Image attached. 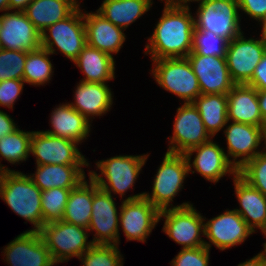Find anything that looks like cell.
Listing matches in <instances>:
<instances>
[{
  "label": "cell",
  "instance_id": "46",
  "mask_svg": "<svg viewBox=\"0 0 266 266\" xmlns=\"http://www.w3.org/2000/svg\"><path fill=\"white\" fill-rule=\"evenodd\" d=\"M238 266H263V265L260 256L257 254L253 256L251 259L239 263Z\"/></svg>",
  "mask_w": 266,
  "mask_h": 266
},
{
  "label": "cell",
  "instance_id": "14",
  "mask_svg": "<svg viewBox=\"0 0 266 266\" xmlns=\"http://www.w3.org/2000/svg\"><path fill=\"white\" fill-rule=\"evenodd\" d=\"M204 217L205 246L211 249L212 245L220 251L243 244L245 240L254 234L244 219L236 210L226 209L225 212L207 219Z\"/></svg>",
  "mask_w": 266,
  "mask_h": 266
},
{
  "label": "cell",
  "instance_id": "49",
  "mask_svg": "<svg viewBox=\"0 0 266 266\" xmlns=\"http://www.w3.org/2000/svg\"><path fill=\"white\" fill-rule=\"evenodd\" d=\"M263 236L266 237V234H264ZM258 255H259L260 258H261L262 265H263V266H266V242L263 244V251H260V252L258 253Z\"/></svg>",
  "mask_w": 266,
  "mask_h": 266
},
{
  "label": "cell",
  "instance_id": "22",
  "mask_svg": "<svg viewBox=\"0 0 266 266\" xmlns=\"http://www.w3.org/2000/svg\"><path fill=\"white\" fill-rule=\"evenodd\" d=\"M78 83L73 91L74 102L68 104L87 120L92 123V118H100L112 109L114 96L109 84L83 81Z\"/></svg>",
  "mask_w": 266,
  "mask_h": 266
},
{
  "label": "cell",
  "instance_id": "15",
  "mask_svg": "<svg viewBox=\"0 0 266 266\" xmlns=\"http://www.w3.org/2000/svg\"><path fill=\"white\" fill-rule=\"evenodd\" d=\"M184 155L189 173H199L205 180L214 184L227 174L228 176L232 175V178L238 174V170L229 161L224 148L213 141V138L190 149ZM193 155L195 157L191 163Z\"/></svg>",
  "mask_w": 266,
  "mask_h": 266
},
{
  "label": "cell",
  "instance_id": "19",
  "mask_svg": "<svg viewBox=\"0 0 266 266\" xmlns=\"http://www.w3.org/2000/svg\"><path fill=\"white\" fill-rule=\"evenodd\" d=\"M9 266L57 265L39 232L25 231L14 238L2 251Z\"/></svg>",
  "mask_w": 266,
  "mask_h": 266
},
{
  "label": "cell",
  "instance_id": "32",
  "mask_svg": "<svg viewBox=\"0 0 266 266\" xmlns=\"http://www.w3.org/2000/svg\"><path fill=\"white\" fill-rule=\"evenodd\" d=\"M31 136L32 131H23L18 128L13 133L0 138V172L15 171L1 164L3 159L11 165H18L28 160Z\"/></svg>",
  "mask_w": 266,
  "mask_h": 266
},
{
  "label": "cell",
  "instance_id": "47",
  "mask_svg": "<svg viewBox=\"0 0 266 266\" xmlns=\"http://www.w3.org/2000/svg\"><path fill=\"white\" fill-rule=\"evenodd\" d=\"M164 4L169 5H190V2H196L198 0H161Z\"/></svg>",
  "mask_w": 266,
  "mask_h": 266
},
{
  "label": "cell",
  "instance_id": "7",
  "mask_svg": "<svg viewBox=\"0 0 266 266\" xmlns=\"http://www.w3.org/2000/svg\"><path fill=\"white\" fill-rule=\"evenodd\" d=\"M83 10L79 6L67 18L48 26L41 33V47L52 55L57 50L73 62L87 44Z\"/></svg>",
  "mask_w": 266,
  "mask_h": 266
},
{
  "label": "cell",
  "instance_id": "34",
  "mask_svg": "<svg viewBox=\"0 0 266 266\" xmlns=\"http://www.w3.org/2000/svg\"><path fill=\"white\" fill-rule=\"evenodd\" d=\"M228 42L226 38L215 35L209 30H200L194 27L190 53L226 58Z\"/></svg>",
  "mask_w": 266,
  "mask_h": 266
},
{
  "label": "cell",
  "instance_id": "50",
  "mask_svg": "<svg viewBox=\"0 0 266 266\" xmlns=\"http://www.w3.org/2000/svg\"><path fill=\"white\" fill-rule=\"evenodd\" d=\"M9 11V0H0V12Z\"/></svg>",
  "mask_w": 266,
  "mask_h": 266
},
{
  "label": "cell",
  "instance_id": "52",
  "mask_svg": "<svg viewBox=\"0 0 266 266\" xmlns=\"http://www.w3.org/2000/svg\"><path fill=\"white\" fill-rule=\"evenodd\" d=\"M75 2L80 6L81 2L79 0H75Z\"/></svg>",
  "mask_w": 266,
  "mask_h": 266
},
{
  "label": "cell",
  "instance_id": "27",
  "mask_svg": "<svg viewBox=\"0 0 266 266\" xmlns=\"http://www.w3.org/2000/svg\"><path fill=\"white\" fill-rule=\"evenodd\" d=\"M115 62L114 57L88 44L73 61L84 75L80 81L103 84L115 79Z\"/></svg>",
  "mask_w": 266,
  "mask_h": 266
},
{
  "label": "cell",
  "instance_id": "18",
  "mask_svg": "<svg viewBox=\"0 0 266 266\" xmlns=\"http://www.w3.org/2000/svg\"><path fill=\"white\" fill-rule=\"evenodd\" d=\"M41 47V33L24 11H6L0 15V48L35 51Z\"/></svg>",
  "mask_w": 266,
  "mask_h": 266
},
{
  "label": "cell",
  "instance_id": "20",
  "mask_svg": "<svg viewBox=\"0 0 266 266\" xmlns=\"http://www.w3.org/2000/svg\"><path fill=\"white\" fill-rule=\"evenodd\" d=\"M197 76L201 94H227L235 83L231 80L226 58L189 53L187 56Z\"/></svg>",
  "mask_w": 266,
  "mask_h": 266
},
{
  "label": "cell",
  "instance_id": "16",
  "mask_svg": "<svg viewBox=\"0 0 266 266\" xmlns=\"http://www.w3.org/2000/svg\"><path fill=\"white\" fill-rule=\"evenodd\" d=\"M223 133L226 155L237 170L264 150L259 148L264 145V127L228 120Z\"/></svg>",
  "mask_w": 266,
  "mask_h": 266
},
{
  "label": "cell",
  "instance_id": "23",
  "mask_svg": "<svg viewBox=\"0 0 266 266\" xmlns=\"http://www.w3.org/2000/svg\"><path fill=\"white\" fill-rule=\"evenodd\" d=\"M233 185L239 203V208L234 210L254 233L261 230L262 234H266V197L238 174L233 177Z\"/></svg>",
  "mask_w": 266,
  "mask_h": 266
},
{
  "label": "cell",
  "instance_id": "40",
  "mask_svg": "<svg viewBox=\"0 0 266 266\" xmlns=\"http://www.w3.org/2000/svg\"><path fill=\"white\" fill-rule=\"evenodd\" d=\"M24 84V80L0 81V106L13 110L15 102L23 91Z\"/></svg>",
  "mask_w": 266,
  "mask_h": 266
},
{
  "label": "cell",
  "instance_id": "2",
  "mask_svg": "<svg viewBox=\"0 0 266 266\" xmlns=\"http://www.w3.org/2000/svg\"><path fill=\"white\" fill-rule=\"evenodd\" d=\"M149 156L148 153L142 155H116L105 160H99L95 162L96 171L89 170L88 176L100 189L112 196L113 194H118L121 197L120 200H136L142 198L144 192L129 195L125 199H123V196L134 187ZM97 170H99V173Z\"/></svg>",
  "mask_w": 266,
  "mask_h": 266
},
{
  "label": "cell",
  "instance_id": "43",
  "mask_svg": "<svg viewBox=\"0 0 266 266\" xmlns=\"http://www.w3.org/2000/svg\"><path fill=\"white\" fill-rule=\"evenodd\" d=\"M11 117L10 114L8 115L5 111L0 110V138L13 133L19 128Z\"/></svg>",
  "mask_w": 266,
  "mask_h": 266
},
{
  "label": "cell",
  "instance_id": "26",
  "mask_svg": "<svg viewBox=\"0 0 266 266\" xmlns=\"http://www.w3.org/2000/svg\"><path fill=\"white\" fill-rule=\"evenodd\" d=\"M91 165H36L35 173L28 174L33 183L42 191L51 188L74 189L84 179L86 174L83 167Z\"/></svg>",
  "mask_w": 266,
  "mask_h": 266
},
{
  "label": "cell",
  "instance_id": "41",
  "mask_svg": "<svg viewBox=\"0 0 266 266\" xmlns=\"http://www.w3.org/2000/svg\"><path fill=\"white\" fill-rule=\"evenodd\" d=\"M239 11L255 21H261L266 16V0H237Z\"/></svg>",
  "mask_w": 266,
  "mask_h": 266
},
{
  "label": "cell",
  "instance_id": "10",
  "mask_svg": "<svg viewBox=\"0 0 266 266\" xmlns=\"http://www.w3.org/2000/svg\"><path fill=\"white\" fill-rule=\"evenodd\" d=\"M266 52V42L257 37H246L244 32L228 42L226 63L231 80L235 84H246Z\"/></svg>",
  "mask_w": 266,
  "mask_h": 266
},
{
  "label": "cell",
  "instance_id": "24",
  "mask_svg": "<svg viewBox=\"0 0 266 266\" xmlns=\"http://www.w3.org/2000/svg\"><path fill=\"white\" fill-rule=\"evenodd\" d=\"M49 122L52 129L43 132L50 135L58 136L80 145L90 136L91 122L69 105L68 102L59 104L52 110Z\"/></svg>",
  "mask_w": 266,
  "mask_h": 266
},
{
  "label": "cell",
  "instance_id": "44",
  "mask_svg": "<svg viewBox=\"0 0 266 266\" xmlns=\"http://www.w3.org/2000/svg\"><path fill=\"white\" fill-rule=\"evenodd\" d=\"M257 99L263 123L266 125V90H257Z\"/></svg>",
  "mask_w": 266,
  "mask_h": 266
},
{
  "label": "cell",
  "instance_id": "1",
  "mask_svg": "<svg viewBox=\"0 0 266 266\" xmlns=\"http://www.w3.org/2000/svg\"><path fill=\"white\" fill-rule=\"evenodd\" d=\"M190 5L164 4L163 12L145 44L152 60L185 58L192 50L194 16Z\"/></svg>",
  "mask_w": 266,
  "mask_h": 266
},
{
  "label": "cell",
  "instance_id": "31",
  "mask_svg": "<svg viewBox=\"0 0 266 266\" xmlns=\"http://www.w3.org/2000/svg\"><path fill=\"white\" fill-rule=\"evenodd\" d=\"M192 103L199 111L206 131L215 138L228 122L227 94H201Z\"/></svg>",
  "mask_w": 266,
  "mask_h": 266
},
{
  "label": "cell",
  "instance_id": "13",
  "mask_svg": "<svg viewBox=\"0 0 266 266\" xmlns=\"http://www.w3.org/2000/svg\"><path fill=\"white\" fill-rule=\"evenodd\" d=\"M174 117L173 135L166 138L169 139L167 152L185 154L212 138L193 103H183Z\"/></svg>",
  "mask_w": 266,
  "mask_h": 266
},
{
  "label": "cell",
  "instance_id": "4",
  "mask_svg": "<svg viewBox=\"0 0 266 266\" xmlns=\"http://www.w3.org/2000/svg\"><path fill=\"white\" fill-rule=\"evenodd\" d=\"M189 175L188 163L184 154L166 152L163 161L157 169L152 184L151 193L144 192L143 197L148 199L159 211L183 208L191 205L183 202L173 205V199L184 189V180Z\"/></svg>",
  "mask_w": 266,
  "mask_h": 266
},
{
  "label": "cell",
  "instance_id": "36",
  "mask_svg": "<svg viewBox=\"0 0 266 266\" xmlns=\"http://www.w3.org/2000/svg\"><path fill=\"white\" fill-rule=\"evenodd\" d=\"M71 189L51 188L41 192L44 223L62 220Z\"/></svg>",
  "mask_w": 266,
  "mask_h": 266
},
{
  "label": "cell",
  "instance_id": "30",
  "mask_svg": "<svg viewBox=\"0 0 266 266\" xmlns=\"http://www.w3.org/2000/svg\"><path fill=\"white\" fill-rule=\"evenodd\" d=\"M93 180L84 179L76 188L71 189L65 211L64 222L88 229L92 215Z\"/></svg>",
  "mask_w": 266,
  "mask_h": 266
},
{
  "label": "cell",
  "instance_id": "11",
  "mask_svg": "<svg viewBox=\"0 0 266 266\" xmlns=\"http://www.w3.org/2000/svg\"><path fill=\"white\" fill-rule=\"evenodd\" d=\"M93 181L92 215L89 232H94L93 244L120 245L119 214L115 198Z\"/></svg>",
  "mask_w": 266,
  "mask_h": 266
},
{
  "label": "cell",
  "instance_id": "25",
  "mask_svg": "<svg viewBox=\"0 0 266 266\" xmlns=\"http://www.w3.org/2000/svg\"><path fill=\"white\" fill-rule=\"evenodd\" d=\"M227 114L229 121L265 127L257 90L247 84H235L227 93Z\"/></svg>",
  "mask_w": 266,
  "mask_h": 266
},
{
  "label": "cell",
  "instance_id": "29",
  "mask_svg": "<svg viewBox=\"0 0 266 266\" xmlns=\"http://www.w3.org/2000/svg\"><path fill=\"white\" fill-rule=\"evenodd\" d=\"M152 4L153 0H103L96 11L112 24L126 30L147 13Z\"/></svg>",
  "mask_w": 266,
  "mask_h": 266
},
{
  "label": "cell",
  "instance_id": "5",
  "mask_svg": "<svg viewBox=\"0 0 266 266\" xmlns=\"http://www.w3.org/2000/svg\"><path fill=\"white\" fill-rule=\"evenodd\" d=\"M39 233L57 265L79 258L93 245L88 229L63 220L45 223Z\"/></svg>",
  "mask_w": 266,
  "mask_h": 266
},
{
  "label": "cell",
  "instance_id": "37",
  "mask_svg": "<svg viewBox=\"0 0 266 266\" xmlns=\"http://www.w3.org/2000/svg\"><path fill=\"white\" fill-rule=\"evenodd\" d=\"M238 175L266 197V150L246 162Z\"/></svg>",
  "mask_w": 266,
  "mask_h": 266
},
{
  "label": "cell",
  "instance_id": "21",
  "mask_svg": "<svg viewBox=\"0 0 266 266\" xmlns=\"http://www.w3.org/2000/svg\"><path fill=\"white\" fill-rule=\"evenodd\" d=\"M87 44L114 57L126 40L124 29L106 20L97 11H83Z\"/></svg>",
  "mask_w": 266,
  "mask_h": 266
},
{
  "label": "cell",
  "instance_id": "42",
  "mask_svg": "<svg viewBox=\"0 0 266 266\" xmlns=\"http://www.w3.org/2000/svg\"><path fill=\"white\" fill-rule=\"evenodd\" d=\"M246 84L256 90H266V52L256 66L252 78Z\"/></svg>",
  "mask_w": 266,
  "mask_h": 266
},
{
  "label": "cell",
  "instance_id": "33",
  "mask_svg": "<svg viewBox=\"0 0 266 266\" xmlns=\"http://www.w3.org/2000/svg\"><path fill=\"white\" fill-rule=\"evenodd\" d=\"M48 50L40 47L35 51L27 52L23 80L33 86H45L54 75V65L51 63Z\"/></svg>",
  "mask_w": 266,
  "mask_h": 266
},
{
  "label": "cell",
  "instance_id": "45",
  "mask_svg": "<svg viewBox=\"0 0 266 266\" xmlns=\"http://www.w3.org/2000/svg\"><path fill=\"white\" fill-rule=\"evenodd\" d=\"M32 0H9V11H24Z\"/></svg>",
  "mask_w": 266,
  "mask_h": 266
},
{
  "label": "cell",
  "instance_id": "48",
  "mask_svg": "<svg viewBox=\"0 0 266 266\" xmlns=\"http://www.w3.org/2000/svg\"><path fill=\"white\" fill-rule=\"evenodd\" d=\"M259 25L262 28L261 29V38L266 42V16L259 21Z\"/></svg>",
  "mask_w": 266,
  "mask_h": 266
},
{
  "label": "cell",
  "instance_id": "9",
  "mask_svg": "<svg viewBox=\"0 0 266 266\" xmlns=\"http://www.w3.org/2000/svg\"><path fill=\"white\" fill-rule=\"evenodd\" d=\"M164 220H163V219ZM164 221L162 231L181 248L205 246L204 216L193 204L183 208L160 211L159 221ZM202 236V237H201Z\"/></svg>",
  "mask_w": 266,
  "mask_h": 266
},
{
  "label": "cell",
  "instance_id": "12",
  "mask_svg": "<svg viewBox=\"0 0 266 266\" xmlns=\"http://www.w3.org/2000/svg\"><path fill=\"white\" fill-rule=\"evenodd\" d=\"M77 143L50 135L42 131H32L30 154L35 157L36 165H90Z\"/></svg>",
  "mask_w": 266,
  "mask_h": 266
},
{
  "label": "cell",
  "instance_id": "17",
  "mask_svg": "<svg viewBox=\"0 0 266 266\" xmlns=\"http://www.w3.org/2000/svg\"><path fill=\"white\" fill-rule=\"evenodd\" d=\"M119 227L126 241L145 243L159 221L160 211L146 198L123 200L120 204Z\"/></svg>",
  "mask_w": 266,
  "mask_h": 266
},
{
  "label": "cell",
  "instance_id": "39",
  "mask_svg": "<svg viewBox=\"0 0 266 266\" xmlns=\"http://www.w3.org/2000/svg\"><path fill=\"white\" fill-rule=\"evenodd\" d=\"M210 249L206 246L182 248L170 261L171 266H209Z\"/></svg>",
  "mask_w": 266,
  "mask_h": 266
},
{
  "label": "cell",
  "instance_id": "6",
  "mask_svg": "<svg viewBox=\"0 0 266 266\" xmlns=\"http://www.w3.org/2000/svg\"><path fill=\"white\" fill-rule=\"evenodd\" d=\"M152 62L150 74L163 90L176 95L184 103H192L201 95L197 76L187 57L164 58Z\"/></svg>",
  "mask_w": 266,
  "mask_h": 266
},
{
  "label": "cell",
  "instance_id": "8",
  "mask_svg": "<svg viewBox=\"0 0 266 266\" xmlns=\"http://www.w3.org/2000/svg\"><path fill=\"white\" fill-rule=\"evenodd\" d=\"M195 28L209 30L228 41L242 33L237 0H198Z\"/></svg>",
  "mask_w": 266,
  "mask_h": 266
},
{
  "label": "cell",
  "instance_id": "28",
  "mask_svg": "<svg viewBox=\"0 0 266 266\" xmlns=\"http://www.w3.org/2000/svg\"><path fill=\"white\" fill-rule=\"evenodd\" d=\"M78 7L74 0H32L24 13L42 33L48 26L70 16Z\"/></svg>",
  "mask_w": 266,
  "mask_h": 266
},
{
  "label": "cell",
  "instance_id": "38",
  "mask_svg": "<svg viewBox=\"0 0 266 266\" xmlns=\"http://www.w3.org/2000/svg\"><path fill=\"white\" fill-rule=\"evenodd\" d=\"M27 52L0 48V81L23 80Z\"/></svg>",
  "mask_w": 266,
  "mask_h": 266
},
{
  "label": "cell",
  "instance_id": "35",
  "mask_svg": "<svg viewBox=\"0 0 266 266\" xmlns=\"http://www.w3.org/2000/svg\"><path fill=\"white\" fill-rule=\"evenodd\" d=\"M118 245L93 244L78 258L81 266H123L124 256Z\"/></svg>",
  "mask_w": 266,
  "mask_h": 266
},
{
  "label": "cell",
  "instance_id": "51",
  "mask_svg": "<svg viewBox=\"0 0 266 266\" xmlns=\"http://www.w3.org/2000/svg\"><path fill=\"white\" fill-rule=\"evenodd\" d=\"M264 150H266V125H265V127H264Z\"/></svg>",
  "mask_w": 266,
  "mask_h": 266
},
{
  "label": "cell",
  "instance_id": "3",
  "mask_svg": "<svg viewBox=\"0 0 266 266\" xmlns=\"http://www.w3.org/2000/svg\"><path fill=\"white\" fill-rule=\"evenodd\" d=\"M41 192L31 178L21 171L0 172V199L10 209L33 224L27 231L39 232L45 225L42 217Z\"/></svg>",
  "mask_w": 266,
  "mask_h": 266
}]
</instances>
